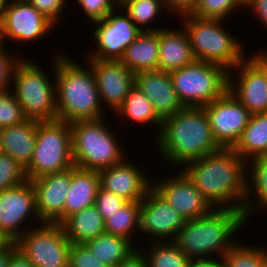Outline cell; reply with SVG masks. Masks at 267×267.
<instances>
[{
    "instance_id": "34",
    "label": "cell",
    "mask_w": 267,
    "mask_h": 267,
    "mask_svg": "<svg viewBox=\"0 0 267 267\" xmlns=\"http://www.w3.org/2000/svg\"><path fill=\"white\" fill-rule=\"evenodd\" d=\"M234 244L221 259L225 267H254L267 256L266 248Z\"/></svg>"
},
{
    "instance_id": "29",
    "label": "cell",
    "mask_w": 267,
    "mask_h": 267,
    "mask_svg": "<svg viewBox=\"0 0 267 267\" xmlns=\"http://www.w3.org/2000/svg\"><path fill=\"white\" fill-rule=\"evenodd\" d=\"M116 114L125 116L124 118L134 120L143 125L153 122V124H157L159 129H161L162 120L154 111L150 100L136 86L130 90L125 101L116 111Z\"/></svg>"
},
{
    "instance_id": "5",
    "label": "cell",
    "mask_w": 267,
    "mask_h": 267,
    "mask_svg": "<svg viewBox=\"0 0 267 267\" xmlns=\"http://www.w3.org/2000/svg\"><path fill=\"white\" fill-rule=\"evenodd\" d=\"M182 17L186 19L185 32L195 60L214 63L227 70L245 59L238 40L221 26L222 20L198 18L190 14Z\"/></svg>"
},
{
    "instance_id": "12",
    "label": "cell",
    "mask_w": 267,
    "mask_h": 267,
    "mask_svg": "<svg viewBox=\"0 0 267 267\" xmlns=\"http://www.w3.org/2000/svg\"><path fill=\"white\" fill-rule=\"evenodd\" d=\"M203 108L209 118L212 135L217 144L221 148H233L252 114L229 90Z\"/></svg>"
},
{
    "instance_id": "51",
    "label": "cell",
    "mask_w": 267,
    "mask_h": 267,
    "mask_svg": "<svg viewBox=\"0 0 267 267\" xmlns=\"http://www.w3.org/2000/svg\"><path fill=\"white\" fill-rule=\"evenodd\" d=\"M6 3H7V0H0V20L3 16V12L6 8Z\"/></svg>"
},
{
    "instance_id": "48",
    "label": "cell",
    "mask_w": 267,
    "mask_h": 267,
    "mask_svg": "<svg viewBox=\"0 0 267 267\" xmlns=\"http://www.w3.org/2000/svg\"><path fill=\"white\" fill-rule=\"evenodd\" d=\"M14 242H11L5 249L0 251V267H8L10 262V255L16 249Z\"/></svg>"
},
{
    "instance_id": "44",
    "label": "cell",
    "mask_w": 267,
    "mask_h": 267,
    "mask_svg": "<svg viewBox=\"0 0 267 267\" xmlns=\"http://www.w3.org/2000/svg\"><path fill=\"white\" fill-rule=\"evenodd\" d=\"M146 253L135 250L115 267H148Z\"/></svg>"
},
{
    "instance_id": "4",
    "label": "cell",
    "mask_w": 267,
    "mask_h": 267,
    "mask_svg": "<svg viewBox=\"0 0 267 267\" xmlns=\"http://www.w3.org/2000/svg\"><path fill=\"white\" fill-rule=\"evenodd\" d=\"M245 221L243 210L216 208L208 215L186 220L172 242L192 260L208 259L217 251L222 259L234 246L231 237Z\"/></svg>"
},
{
    "instance_id": "56",
    "label": "cell",
    "mask_w": 267,
    "mask_h": 267,
    "mask_svg": "<svg viewBox=\"0 0 267 267\" xmlns=\"http://www.w3.org/2000/svg\"><path fill=\"white\" fill-rule=\"evenodd\" d=\"M266 81H267V51H266Z\"/></svg>"
},
{
    "instance_id": "10",
    "label": "cell",
    "mask_w": 267,
    "mask_h": 267,
    "mask_svg": "<svg viewBox=\"0 0 267 267\" xmlns=\"http://www.w3.org/2000/svg\"><path fill=\"white\" fill-rule=\"evenodd\" d=\"M25 231L14 243L34 267H69L71 243L61 224L47 223ZM38 227V228H37Z\"/></svg>"
},
{
    "instance_id": "32",
    "label": "cell",
    "mask_w": 267,
    "mask_h": 267,
    "mask_svg": "<svg viewBox=\"0 0 267 267\" xmlns=\"http://www.w3.org/2000/svg\"><path fill=\"white\" fill-rule=\"evenodd\" d=\"M150 251L146 256L148 267H189L192 259L188 257L172 241L161 243L155 241L150 244Z\"/></svg>"
},
{
    "instance_id": "13",
    "label": "cell",
    "mask_w": 267,
    "mask_h": 267,
    "mask_svg": "<svg viewBox=\"0 0 267 267\" xmlns=\"http://www.w3.org/2000/svg\"><path fill=\"white\" fill-rule=\"evenodd\" d=\"M94 25L93 38L98 47L95 53L88 54L89 59L120 60L141 32L127 14L114 15V11Z\"/></svg>"
},
{
    "instance_id": "17",
    "label": "cell",
    "mask_w": 267,
    "mask_h": 267,
    "mask_svg": "<svg viewBox=\"0 0 267 267\" xmlns=\"http://www.w3.org/2000/svg\"><path fill=\"white\" fill-rule=\"evenodd\" d=\"M165 180L152 185V188L185 220L208 215L213 210L210 203L183 172Z\"/></svg>"
},
{
    "instance_id": "11",
    "label": "cell",
    "mask_w": 267,
    "mask_h": 267,
    "mask_svg": "<svg viewBox=\"0 0 267 267\" xmlns=\"http://www.w3.org/2000/svg\"><path fill=\"white\" fill-rule=\"evenodd\" d=\"M234 68L240 69V75L236 84L233 82L234 78L232 79L230 76L229 70L231 69H228L229 92L251 114L267 112L266 51L259 54L257 52V55L250 59H244Z\"/></svg>"
},
{
    "instance_id": "55",
    "label": "cell",
    "mask_w": 267,
    "mask_h": 267,
    "mask_svg": "<svg viewBox=\"0 0 267 267\" xmlns=\"http://www.w3.org/2000/svg\"><path fill=\"white\" fill-rule=\"evenodd\" d=\"M0 153H2L1 129H0Z\"/></svg>"
},
{
    "instance_id": "2",
    "label": "cell",
    "mask_w": 267,
    "mask_h": 267,
    "mask_svg": "<svg viewBox=\"0 0 267 267\" xmlns=\"http://www.w3.org/2000/svg\"><path fill=\"white\" fill-rule=\"evenodd\" d=\"M157 133L160 154L176 165H184L221 149L212 135L203 107H184L162 120Z\"/></svg>"
},
{
    "instance_id": "16",
    "label": "cell",
    "mask_w": 267,
    "mask_h": 267,
    "mask_svg": "<svg viewBox=\"0 0 267 267\" xmlns=\"http://www.w3.org/2000/svg\"><path fill=\"white\" fill-rule=\"evenodd\" d=\"M89 61L101 101L103 100L116 112L135 86V73L120 60L89 59Z\"/></svg>"
},
{
    "instance_id": "20",
    "label": "cell",
    "mask_w": 267,
    "mask_h": 267,
    "mask_svg": "<svg viewBox=\"0 0 267 267\" xmlns=\"http://www.w3.org/2000/svg\"><path fill=\"white\" fill-rule=\"evenodd\" d=\"M98 174L101 188L127 201H141L152 188L147 175L126 161L102 169Z\"/></svg>"
},
{
    "instance_id": "6",
    "label": "cell",
    "mask_w": 267,
    "mask_h": 267,
    "mask_svg": "<svg viewBox=\"0 0 267 267\" xmlns=\"http://www.w3.org/2000/svg\"><path fill=\"white\" fill-rule=\"evenodd\" d=\"M104 123L105 118L71 123L72 156L76 167L99 172L124 161L121 146Z\"/></svg>"
},
{
    "instance_id": "18",
    "label": "cell",
    "mask_w": 267,
    "mask_h": 267,
    "mask_svg": "<svg viewBox=\"0 0 267 267\" xmlns=\"http://www.w3.org/2000/svg\"><path fill=\"white\" fill-rule=\"evenodd\" d=\"M36 194V209L42 222L64 221L66 195L71 184V169L49 173L31 180Z\"/></svg>"
},
{
    "instance_id": "28",
    "label": "cell",
    "mask_w": 267,
    "mask_h": 267,
    "mask_svg": "<svg viewBox=\"0 0 267 267\" xmlns=\"http://www.w3.org/2000/svg\"><path fill=\"white\" fill-rule=\"evenodd\" d=\"M128 239L116 235L104 233L85 243L108 267H115L123 261L135 249Z\"/></svg>"
},
{
    "instance_id": "47",
    "label": "cell",
    "mask_w": 267,
    "mask_h": 267,
    "mask_svg": "<svg viewBox=\"0 0 267 267\" xmlns=\"http://www.w3.org/2000/svg\"><path fill=\"white\" fill-rule=\"evenodd\" d=\"M189 267H225L224 262L214 259L192 260Z\"/></svg>"
},
{
    "instance_id": "46",
    "label": "cell",
    "mask_w": 267,
    "mask_h": 267,
    "mask_svg": "<svg viewBox=\"0 0 267 267\" xmlns=\"http://www.w3.org/2000/svg\"><path fill=\"white\" fill-rule=\"evenodd\" d=\"M8 267H34L33 263L17 248L10 255Z\"/></svg>"
},
{
    "instance_id": "40",
    "label": "cell",
    "mask_w": 267,
    "mask_h": 267,
    "mask_svg": "<svg viewBox=\"0 0 267 267\" xmlns=\"http://www.w3.org/2000/svg\"><path fill=\"white\" fill-rule=\"evenodd\" d=\"M127 200L117 196L116 194L106 191L103 188L99 187L95 199V206L98 209V212L101 214L103 220L105 221L111 214L117 211L118 208H121Z\"/></svg>"
},
{
    "instance_id": "21",
    "label": "cell",
    "mask_w": 267,
    "mask_h": 267,
    "mask_svg": "<svg viewBox=\"0 0 267 267\" xmlns=\"http://www.w3.org/2000/svg\"><path fill=\"white\" fill-rule=\"evenodd\" d=\"M135 86L150 100L161 120L184 108L168 72L159 70L137 72Z\"/></svg>"
},
{
    "instance_id": "19",
    "label": "cell",
    "mask_w": 267,
    "mask_h": 267,
    "mask_svg": "<svg viewBox=\"0 0 267 267\" xmlns=\"http://www.w3.org/2000/svg\"><path fill=\"white\" fill-rule=\"evenodd\" d=\"M1 22L5 38L29 43L44 37L54 25L30 2L8 5L7 1Z\"/></svg>"
},
{
    "instance_id": "45",
    "label": "cell",
    "mask_w": 267,
    "mask_h": 267,
    "mask_svg": "<svg viewBox=\"0 0 267 267\" xmlns=\"http://www.w3.org/2000/svg\"><path fill=\"white\" fill-rule=\"evenodd\" d=\"M245 6L252 8L255 14L259 16L258 19H261L267 28V0H249Z\"/></svg>"
},
{
    "instance_id": "14",
    "label": "cell",
    "mask_w": 267,
    "mask_h": 267,
    "mask_svg": "<svg viewBox=\"0 0 267 267\" xmlns=\"http://www.w3.org/2000/svg\"><path fill=\"white\" fill-rule=\"evenodd\" d=\"M30 214L37 218L38 223H43L37 213L36 194L31 180L0 191V231L12 242L25 232L20 226Z\"/></svg>"
},
{
    "instance_id": "9",
    "label": "cell",
    "mask_w": 267,
    "mask_h": 267,
    "mask_svg": "<svg viewBox=\"0 0 267 267\" xmlns=\"http://www.w3.org/2000/svg\"><path fill=\"white\" fill-rule=\"evenodd\" d=\"M170 77L184 107H203L228 90L227 70L210 62L195 60L170 72Z\"/></svg>"
},
{
    "instance_id": "30",
    "label": "cell",
    "mask_w": 267,
    "mask_h": 267,
    "mask_svg": "<svg viewBox=\"0 0 267 267\" xmlns=\"http://www.w3.org/2000/svg\"><path fill=\"white\" fill-rule=\"evenodd\" d=\"M140 201H127L121 208L111 214L105 221V232L128 239L135 227L140 226ZM130 236V237H129Z\"/></svg>"
},
{
    "instance_id": "3",
    "label": "cell",
    "mask_w": 267,
    "mask_h": 267,
    "mask_svg": "<svg viewBox=\"0 0 267 267\" xmlns=\"http://www.w3.org/2000/svg\"><path fill=\"white\" fill-rule=\"evenodd\" d=\"M55 84L57 120L76 121L104 118L94 72L67 57L56 56ZM103 116V117H102Z\"/></svg>"
},
{
    "instance_id": "41",
    "label": "cell",
    "mask_w": 267,
    "mask_h": 267,
    "mask_svg": "<svg viewBox=\"0 0 267 267\" xmlns=\"http://www.w3.org/2000/svg\"><path fill=\"white\" fill-rule=\"evenodd\" d=\"M16 58V59H15ZM11 57L6 51L0 52V91H6L13 80V73L21 58Z\"/></svg>"
},
{
    "instance_id": "24",
    "label": "cell",
    "mask_w": 267,
    "mask_h": 267,
    "mask_svg": "<svg viewBox=\"0 0 267 267\" xmlns=\"http://www.w3.org/2000/svg\"><path fill=\"white\" fill-rule=\"evenodd\" d=\"M100 187L98 171L71 168V184L66 195L64 220L72 213L95 205L97 191Z\"/></svg>"
},
{
    "instance_id": "49",
    "label": "cell",
    "mask_w": 267,
    "mask_h": 267,
    "mask_svg": "<svg viewBox=\"0 0 267 267\" xmlns=\"http://www.w3.org/2000/svg\"><path fill=\"white\" fill-rule=\"evenodd\" d=\"M12 241L0 231V251L5 249Z\"/></svg>"
},
{
    "instance_id": "39",
    "label": "cell",
    "mask_w": 267,
    "mask_h": 267,
    "mask_svg": "<svg viewBox=\"0 0 267 267\" xmlns=\"http://www.w3.org/2000/svg\"><path fill=\"white\" fill-rule=\"evenodd\" d=\"M84 13L93 22L105 19L117 8L116 0H77Z\"/></svg>"
},
{
    "instance_id": "42",
    "label": "cell",
    "mask_w": 267,
    "mask_h": 267,
    "mask_svg": "<svg viewBox=\"0 0 267 267\" xmlns=\"http://www.w3.org/2000/svg\"><path fill=\"white\" fill-rule=\"evenodd\" d=\"M30 3L53 24L61 15L66 0H30Z\"/></svg>"
},
{
    "instance_id": "57",
    "label": "cell",
    "mask_w": 267,
    "mask_h": 267,
    "mask_svg": "<svg viewBox=\"0 0 267 267\" xmlns=\"http://www.w3.org/2000/svg\"><path fill=\"white\" fill-rule=\"evenodd\" d=\"M244 5L249 1V0H240Z\"/></svg>"
},
{
    "instance_id": "27",
    "label": "cell",
    "mask_w": 267,
    "mask_h": 267,
    "mask_svg": "<svg viewBox=\"0 0 267 267\" xmlns=\"http://www.w3.org/2000/svg\"><path fill=\"white\" fill-rule=\"evenodd\" d=\"M232 149L247 161L248 158L267 155V112L251 115L248 125Z\"/></svg>"
},
{
    "instance_id": "53",
    "label": "cell",
    "mask_w": 267,
    "mask_h": 267,
    "mask_svg": "<svg viewBox=\"0 0 267 267\" xmlns=\"http://www.w3.org/2000/svg\"><path fill=\"white\" fill-rule=\"evenodd\" d=\"M24 2H30V0H14V1H11V3H24Z\"/></svg>"
},
{
    "instance_id": "52",
    "label": "cell",
    "mask_w": 267,
    "mask_h": 267,
    "mask_svg": "<svg viewBox=\"0 0 267 267\" xmlns=\"http://www.w3.org/2000/svg\"><path fill=\"white\" fill-rule=\"evenodd\" d=\"M254 267H267V256L257 266Z\"/></svg>"
},
{
    "instance_id": "33",
    "label": "cell",
    "mask_w": 267,
    "mask_h": 267,
    "mask_svg": "<svg viewBox=\"0 0 267 267\" xmlns=\"http://www.w3.org/2000/svg\"><path fill=\"white\" fill-rule=\"evenodd\" d=\"M162 6H164L163 0H128L118 9H123L141 31H156L158 28L150 26L143 29L141 26H146L150 21H154L153 19L159 16Z\"/></svg>"
},
{
    "instance_id": "23",
    "label": "cell",
    "mask_w": 267,
    "mask_h": 267,
    "mask_svg": "<svg viewBox=\"0 0 267 267\" xmlns=\"http://www.w3.org/2000/svg\"><path fill=\"white\" fill-rule=\"evenodd\" d=\"M195 57L185 32L177 30L159 29V62L158 69L172 72L186 65L192 64Z\"/></svg>"
},
{
    "instance_id": "35",
    "label": "cell",
    "mask_w": 267,
    "mask_h": 267,
    "mask_svg": "<svg viewBox=\"0 0 267 267\" xmlns=\"http://www.w3.org/2000/svg\"><path fill=\"white\" fill-rule=\"evenodd\" d=\"M245 7L240 0H197L190 15L204 19L224 20L237 7Z\"/></svg>"
},
{
    "instance_id": "25",
    "label": "cell",
    "mask_w": 267,
    "mask_h": 267,
    "mask_svg": "<svg viewBox=\"0 0 267 267\" xmlns=\"http://www.w3.org/2000/svg\"><path fill=\"white\" fill-rule=\"evenodd\" d=\"M120 61L133 73L158 69L159 29L141 31L126 48Z\"/></svg>"
},
{
    "instance_id": "26",
    "label": "cell",
    "mask_w": 267,
    "mask_h": 267,
    "mask_svg": "<svg viewBox=\"0 0 267 267\" xmlns=\"http://www.w3.org/2000/svg\"><path fill=\"white\" fill-rule=\"evenodd\" d=\"M61 225L71 244H85L106 233L104 220L95 205L72 213Z\"/></svg>"
},
{
    "instance_id": "1",
    "label": "cell",
    "mask_w": 267,
    "mask_h": 267,
    "mask_svg": "<svg viewBox=\"0 0 267 267\" xmlns=\"http://www.w3.org/2000/svg\"><path fill=\"white\" fill-rule=\"evenodd\" d=\"M246 163L248 162L232 148H221L217 152L184 164L182 172L214 209L219 205L220 209L244 210L247 188ZM227 202L232 205L229 206Z\"/></svg>"
},
{
    "instance_id": "37",
    "label": "cell",
    "mask_w": 267,
    "mask_h": 267,
    "mask_svg": "<svg viewBox=\"0 0 267 267\" xmlns=\"http://www.w3.org/2000/svg\"><path fill=\"white\" fill-rule=\"evenodd\" d=\"M26 120L21 105L9 90L0 91V129Z\"/></svg>"
},
{
    "instance_id": "36",
    "label": "cell",
    "mask_w": 267,
    "mask_h": 267,
    "mask_svg": "<svg viewBox=\"0 0 267 267\" xmlns=\"http://www.w3.org/2000/svg\"><path fill=\"white\" fill-rule=\"evenodd\" d=\"M26 180L25 169L8 154L0 153V191L16 187Z\"/></svg>"
},
{
    "instance_id": "22",
    "label": "cell",
    "mask_w": 267,
    "mask_h": 267,
    "mask_svg": "<svg viewBox=\"0 0 267 267\" xmlns=\"http://www.w3.org/2000/svg\"><path fill=\"white\" fill-rule=\"evenodd\" d=\"M38 121L26 119L17 125L1 129L2 153L8 154L26 169L32 160Z\"/></svg>"
},
{
    "instance_id": "43",
    "label": "cell",
    "mask_w": 267,
    "mask_h": 267,
    "mask_svg": "<svg viewBox=\"0 0 267 267\" xmlns=\"http://www.w3.org/2000/svg\"><path fill=\"white\" fill-rule=\"evenodd\" d=\"M197 0H163L164 7L172 12H178L179 14H190L193 10Z\"/></svg>"
},
{
    "instance_id": "38",
    "label": "cell",
    "mask_w": 267,
    "mask_h": 267,
    "mask_svg": "<svg viewBox=\"0 0 267 267\" xmlns=\"http://www.w3.org/2000/svg\"><path fill=\"white\" fill-rule=\"evenodd\" d=\"M69 267H108L85 244H71Z\"/></svg>"
},
{
    "instance_id": "8",
    "label": "cell",
    "mask_w": 267,
    "mask_h": 267,
    "mask_svg": "<svg viewBox=\"0 0 267 267\" xmlns=\"http://www.w3.org/2000/svg\"><path fill=\"white\" fill-rule=\"evenodd\" d=\"M74 166L71 124L60 120L38 121L34 154L25 169L27 180Z\"/></svg>"
},
{
    "instance_id": "50",
    "label": "cell",
    "mask_w": 267,
    "mask_h": 267,
    "mask_svg": "<svg viewBox=\"0 0 267 267\" xmlns=\"http://www.w3.org/2000/svg\"><path fill=\"white\" fill-rule=\"evenodd\" d=\"M4 39H5V35H4L3 25H2V22L0 20V52L6 51L5 49H3Z\"/></svg>"
},
{
    "instance_id": "7",
    "label": "cell",
    "mask_w": 267,
    "mask_h": 267,
    "mask_svg": "<svg viewBox=\"0 0 267 267\" xmlns=\"http://www.w3.org/2000/svg\"><path fill=\"white\" fill-rule=\"evenodd\" d=\"M14 93L26 119L57 120L56 84L36 62L21 59L13 73ZM54 85V86H53Z\"/></svg>"
},
{
    "instance_id": "54",
    "label": "cell",
    "mask_w": 267,
    "mask_h": 267,
    "mask_svg": "<svg viewBox=\"0 0 267 267\" xmlns=\"http://www.w3.org/2000/svg\"><path fill=\"white\" fill-rule=\"evenodd\" d=\"M126 1L128 0H116L118 7H120Z\"/></svg>"
},
{
    "instance_id": "31",
    "label": "cell",
    "mask_w": 267,
    "mask_h": 267,
    "mask_svg": "<svg viewBox=\"0 0 267 267\" xmlns=\"http://www.w3.org/2000/svg\"><path fill=\"white\" fill-rule=\"evenodd\" d=\"M251 163L253 164L252 167L248 166L250 168H252L251 170V182L252 184H250V181H248L249 176L247 174V188H246V194H245V204H244V216L247 220V218L250 216V213L254 210V205H258L263 208H267V155L264 156H258L255 158L251 159ZM252 185V186H251ZM254 193H256V204H252L253 202H251V204L249 203V195H251L250 193H252V188ZM251 188V189H250ZM259 202V203H258ZM253 207V209H252Z\"/></svg>"
},
{
    "instance_id": "15",
    "label": "cell",
    "mask_w": 267,
    "mask_h": 267,
    "mask_svg": "<svg viewBox=\"0 0 267 267\" xmlns=\"http://www.w3.org/2000/svg\"><path fill=\"white\" fill-rule=\"evenodd\" d=\"M139 221L142 233H150L151 238H158L157 241L162 242L172 241L186 220L151 188L140 201Z\"/></svg>"
}]
</instances>
